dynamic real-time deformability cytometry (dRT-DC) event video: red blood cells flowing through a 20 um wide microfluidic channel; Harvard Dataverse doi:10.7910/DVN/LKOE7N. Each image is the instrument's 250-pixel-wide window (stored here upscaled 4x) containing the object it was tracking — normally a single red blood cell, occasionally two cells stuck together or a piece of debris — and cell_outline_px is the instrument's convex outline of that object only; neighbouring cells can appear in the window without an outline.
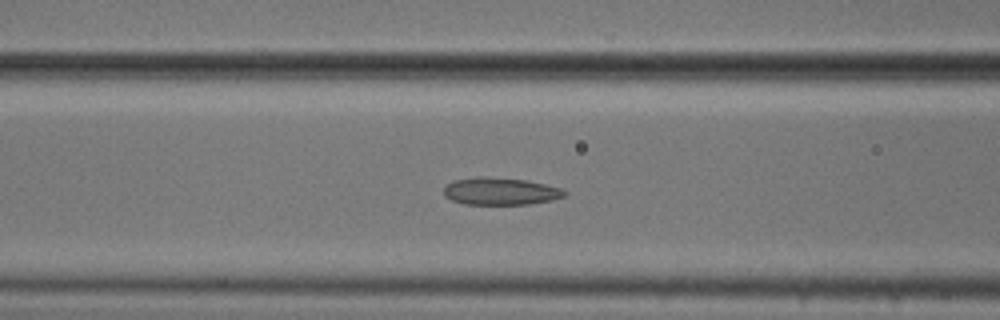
{"species": "common noctule bat (a hibernating species)", "species_latin": "Nyctalus noctula", "temperature_condition": "cold", "stored_images_in_passage": 45, "camera_frame_rate_fps": 3000, "um_per_image_px": 0.085, "animal": {"sex": "male", "body_mass_g": 20.5, "forearm_length_mm": 52.5}, "frame": {"image": 1, "passage_image": 22, "time_ms": 7.0, "image_size_px": [1000, 320], "cell_outline_px": [[568, 192], [564, 196], [552, 200], [528, 204], [464, 204], [452, 200], [444, 196], [444, 188], [452, 180], [476, 176], [484, 176], [524, 180], [544, 184], [560, 188]], "centroid_in_image_um": [42.5, 16.25], "position_along_channel_um": 124.1, "area_um2": 19.19}}
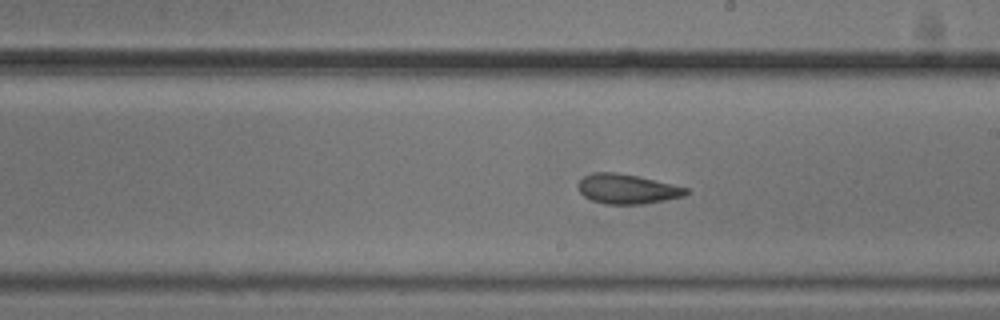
{"frame": {"image": 2, "passage_image": 31, "time_ms": 10.0, "image_size_px": [1000, 320], "cell_outline_px": [[688, 192], [684, 196], [644, 204], [604, 204], [592, 200], [584, 196], [576, 188], [576, 184], [584, 176], [592, 172], [612, 172], [636, 176], [688, 188]], "centroid_in_image_um": [53.25, 16.07], "position_along_channel_um": 235.8, "area_um2": 18.55}}
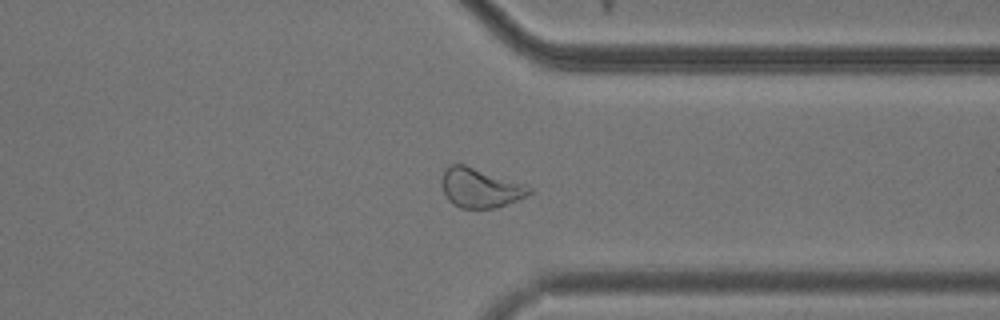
{"frame": {"image": 3, "passage_image": 42, "time_ms": 13.667, "image_size_px": [1000, 320], "cell_outline_px": [[532, 192], [528, 196], [496, 208], [460, 208], [452, 204], [448, 200], [444, 192], [440, 180], [448, 164], [464, 164], [524, 184], [532, 188]], "centroid_in_image_um": [40.8, 15.98], "position_along_channel_um": 370.6, "area_um2": 20.11}}